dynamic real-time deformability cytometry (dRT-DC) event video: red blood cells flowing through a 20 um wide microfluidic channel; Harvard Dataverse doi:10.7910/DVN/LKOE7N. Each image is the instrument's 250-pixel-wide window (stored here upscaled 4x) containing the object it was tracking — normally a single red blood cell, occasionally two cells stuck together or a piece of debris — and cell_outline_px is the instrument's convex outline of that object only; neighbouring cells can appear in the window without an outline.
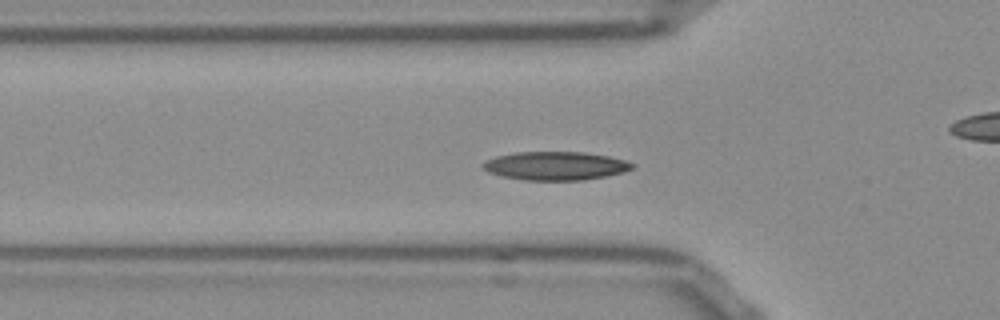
{"species": "Egyptian fruit bat (a non-hibernating species)", "species_latin": "Rousettus aegyptiacus", "temperature_condition": "room temperature", "stored_images_in_passage": 47, "camera_frame_rate_fps": 3000, "um_per_image_px": 0.085, "frame": {"image": 1, "passage_image": 10, "time_ms": 3.0, "image_size_px": [1000, 320], "cell_outline_px": [[636, 168], [624, 172], [608, 176], [584, 180], [524, 180], [504, 176], [488, 172], [480, 168], [480, 164], [496, 156], [516, 152], [584, 152], [608, 156], [624, 160], [636, 164]], "centroid_in_image_um": [47.25, 14.1], "position_along_channel_um": 78.6, "area_um2": 24.97}}
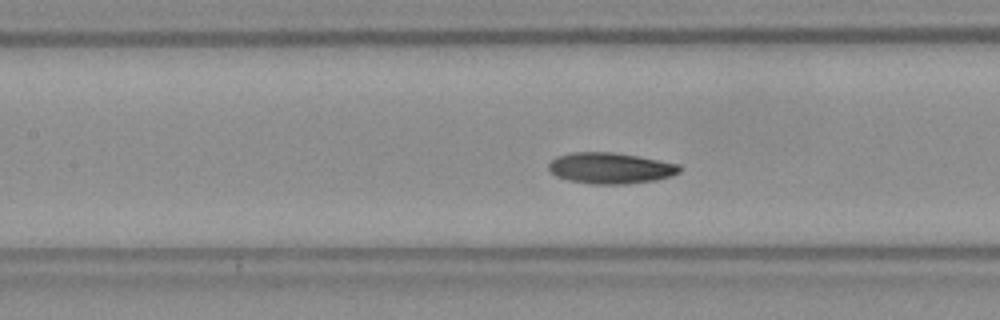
{"frame": {"image": 2, "passage_image": 16, "time_ms": 5.0, "image_size_px": [1000, 320], "cell_outline_px": [[680, 172], [672, 176], [656, 180], [628, 184], [592, 184], [568, 180], [556, 176], [548, 168], [548, 164], [556, 156], [572, 152], [612, 152], [636, 156], [680, 164]], "centroid_in_image_um": [51.88, 14.29], "position_along_channel_um": 155.5, "area_um2": 23.7}}
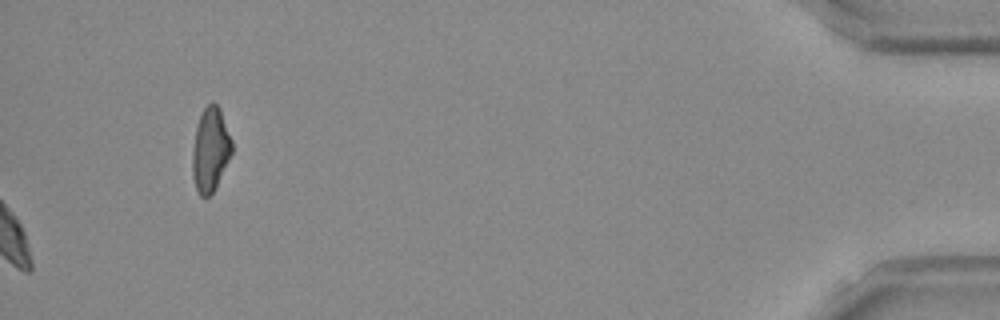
{"frame": {"image": 3, "passage_image": 47, "time_ms": 15.333, "image_size_px": [1000, 320], "cell_outline_px": [[232, 152], [216, 188], [208, 196], [200, 196], [196, 188], [192, 176], [192, 152], [196, 128], [200, 116], [204, 108], [212, 100], [220, 108], [232, 140]], "centroid_in_image_um": [17.88, 12.71], "position_along_channel_um": 417.3, "area_um2": 19.31}, "authors_computed_cell_mechanics": {"area_um2": 23.12, "velocity_mm_per_s": 3.7984, "shape_relaxation_time_tau1_ms": 2.748, "shape_relaxation_time_tau2_ms": 4.0554, "deformation_change_tau1": 0.0951, "deformation_change_tau2": 0.0958}}